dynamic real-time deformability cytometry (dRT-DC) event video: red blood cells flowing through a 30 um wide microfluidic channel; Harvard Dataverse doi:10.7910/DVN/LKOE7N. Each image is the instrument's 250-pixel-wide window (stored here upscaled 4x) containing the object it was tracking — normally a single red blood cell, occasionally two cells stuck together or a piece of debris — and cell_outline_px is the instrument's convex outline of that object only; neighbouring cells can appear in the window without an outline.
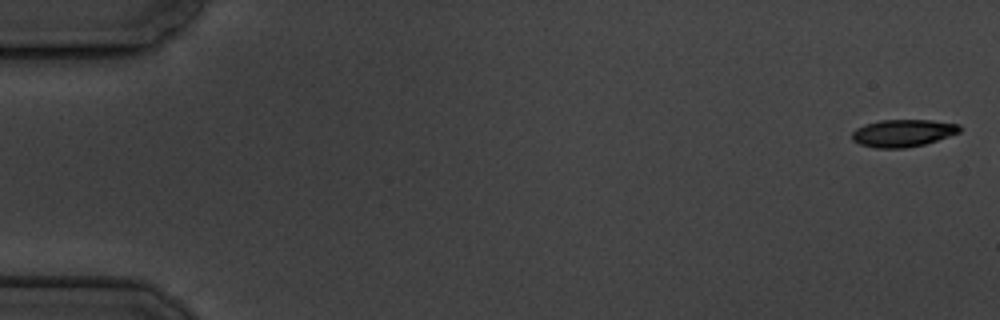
{"species": "common noctule bat (a hibernating species)", "species_latin": "Nyctalus noctula", "temperature_condition": "cold", "stored_images_in_passage": 3, "camera_frame_rate_fps": 3000, "um_per_image_px": 0.085, "animal": {"sex": "male", "body_mass_g": 19.5, "forearm_length_mm": 54.6}, "frame": {"image": 1, "passage_image": 1, "time_ms": 0.0, "image_size_px": [1000, 320], "cell_outline_px": [[960, 132], [924, 144], [904, 148], [876, 148], [860, 144], [852, 140], [852, 132], [856, 128], [864, 124], [880, 120], [932, 120], [960, 124]], "centroid_in_image_um": [76.72, 11.3], "position_along_channel_um": 8.3, "area_um2": 17.11}}